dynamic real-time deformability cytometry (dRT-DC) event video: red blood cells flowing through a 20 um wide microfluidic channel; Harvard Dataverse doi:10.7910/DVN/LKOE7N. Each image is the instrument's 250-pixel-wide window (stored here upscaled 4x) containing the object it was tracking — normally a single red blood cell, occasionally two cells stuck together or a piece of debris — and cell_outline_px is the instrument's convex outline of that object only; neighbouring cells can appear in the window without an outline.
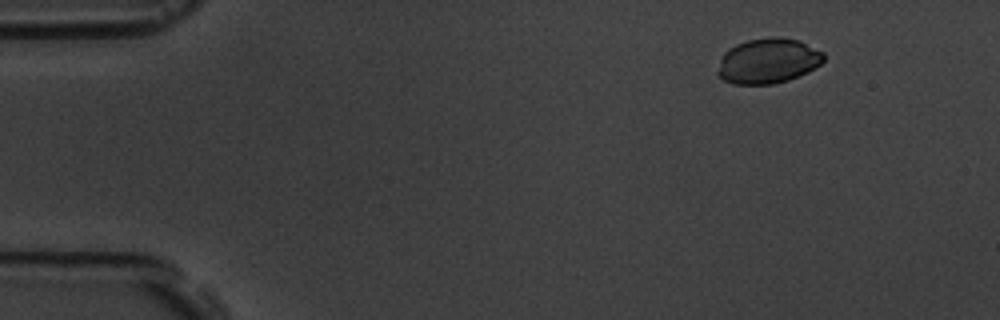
{"species": "common noctule bat (a hibernating species)", "species_latin": "Nyctalus noctula", "temperature_condition": "room temperature", "stored_images_in_passage": 4, "camera_frame_rate_fps": 3000, "um_per_image_px": 0.085, "animal": {"sex": "male", "body_mass_g": 19.5, "forearm_length_mm": 54.6}, "frame": {"image": 1, "passage_image": 2, "time_ms": 1.0, "image_size_px": [1000, 320], "cell_outline_px": [[824, 60], [820, 64], [808, 72], [788, 80], [772, 84], [732, 84], [724, 80], [716, 72], [720, 60], [724, 52], [728, 48], [736, 44], [748, 40], [768, 36], [780, 36], [796, 40], [824, 52]], "centroid_in_image_um": [65.26, 5.17], "position_along_channel_um": 19.7, "area_um2": 27.98}}
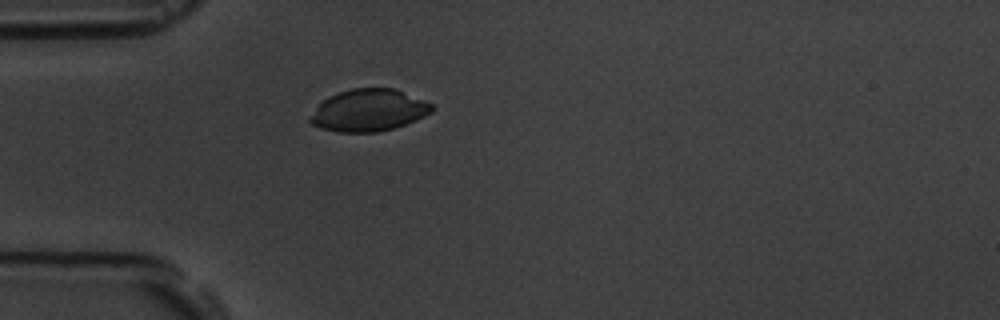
{"frame": {"image": 2, "passage_image": 4, "time_ms": 4.333, "image_size_px": [1000, 320], "cell_outline_px": [[436, 108], [432, 112], [416, 120], [392, 128], [376, 132], [336, 132], [320, 128], [312, 124], [308, 120], [316, 108], [328, 96], [352, 88], [396, 88], [432, 104]], "centroid_in_image_um": [31.35, 9.37], "position_along_channel_um": 53.6, "area_um2": 29.71}}